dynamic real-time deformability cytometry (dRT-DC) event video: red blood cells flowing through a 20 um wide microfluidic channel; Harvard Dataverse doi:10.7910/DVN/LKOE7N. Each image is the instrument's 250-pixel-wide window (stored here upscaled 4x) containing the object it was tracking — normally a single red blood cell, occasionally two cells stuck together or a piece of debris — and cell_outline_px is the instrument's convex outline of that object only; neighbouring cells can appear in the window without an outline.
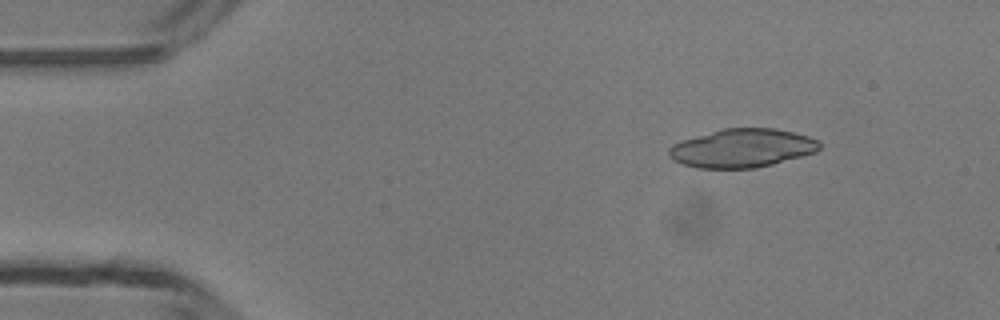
{"species": "common noctule bat (a hibernating species)", "species_latin": "Nyctalus noctula", "temperature_condition": "room temperature", "stored_images_in_passage": 5, "camera_frame_rate_fps": 3000, "um_per_image_px": 0.085, "animal": {"sex": "male", "body_mass_g": 13.3}, "frame": {"image": 1, "passage_image": 2, "time_ms": 1.0, "image_size_px": [1000, 320], "cell_outline_px": [[820, 148], [816, 152], [772, 164], [756, 168], [696, 168], [672, 160], [668, 156], [668, 148], [672, 144], [720, 128], [776, 128], [808, 136], [816, 140], [820, 144]], "centroid_in_image_um": [63.05, 12.59], "position_along_channel_um": 22.0, "area_um2": 33.81}}